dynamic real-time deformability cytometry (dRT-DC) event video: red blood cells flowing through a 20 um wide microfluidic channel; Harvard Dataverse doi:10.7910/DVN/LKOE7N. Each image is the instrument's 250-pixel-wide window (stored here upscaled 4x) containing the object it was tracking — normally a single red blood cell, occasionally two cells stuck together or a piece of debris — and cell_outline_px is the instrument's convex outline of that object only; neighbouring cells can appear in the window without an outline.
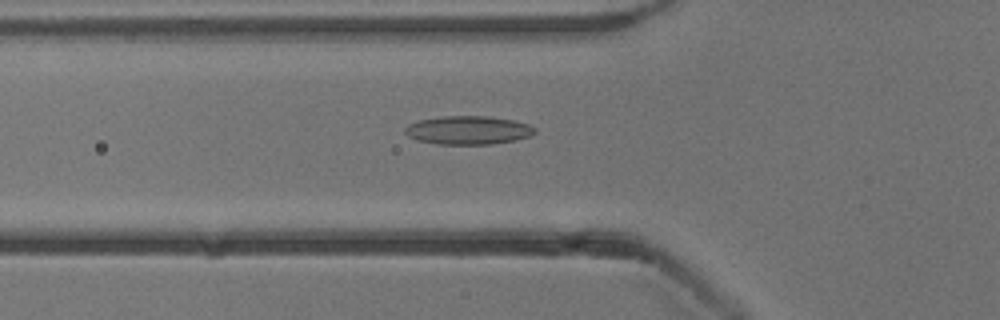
{"species": "common noctule bat (a hibernating species)", "species_latin": "Nyctalus noctula", "temperature_condition": "cold", "stored_images_in_passage": 54, "camera_frame_rate_fps": 3000, "um_per_image_px": 0.085, "animal": {"sex": "male", "body_mass_g": 13.3}, "frame": {"image": 1, "passage_image": 19, "time_ms": 6.0, "image_size_px": [1000, 320], "cell_outline_px": [[536, 132], [528, 136], [516, 140], [492, 144], [436, 144], [420, 140], [408, 136], [404, 132], [404, 128], [408, 124], [416, 120], [444, 116], [488, 116], [512, 120], [528, 124], [536, 128]], "centroid_in_image_um": [39.77, 11.06], "position_along_channel_um": 86.0, "area_um2": 21.56}}
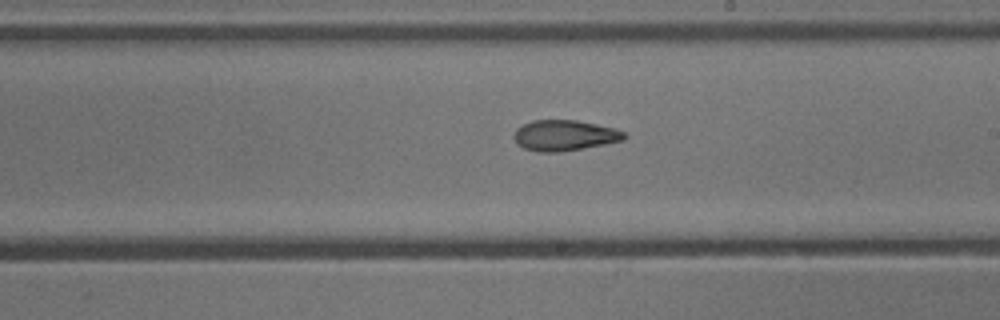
{"frame": {"image": 2, "passage_image": 31, "time_ms": 10.0, "image_size_px": [1000, 320], "cell_outline_px": [[628, 136], [624, 140], [604, 144], [560, 152], [540, 152], [524, 148], [516, 144], [512, 136], [516, 128], [532, 120], [576, 120], [596, 124], [612, 128], [624, 132]], "centroid_in_image_um": [47.94, 11.51], "position_along_channel_um": 241.1, "area_um2": 19.71}}
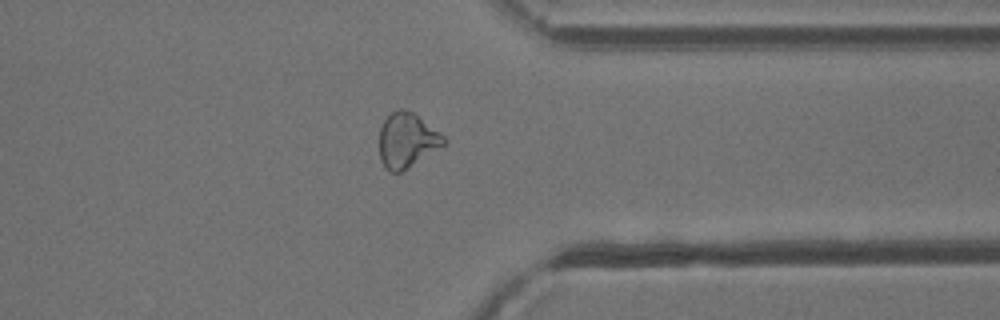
{"frame": {"image": 3, "passage_image": 42, "time_ms": 13.667, "image_size_px": [1000, 320], "cell_outline_px": [[448, 140], [444, 144], [400, 172], [388, 172], [384, 168], [380, 160], [380, 128], [384, 120], [396, 108], [404, 108], [412, 112], [440, 132]], "centroid_in_image_um": [34.56, 11.91], "position_along_channel_um": 376.8, "area_um2": 20.29}, "authors_computed_cell_mechanics": {"area_um2": 20.8947, "velocity_mm_per_s": 3.8516, "shape_relaxation_time_tau1_ms": null, "shape_relaxation_time_tau2_ms": 4.0326, "deformation_change_tau1": null, "deformation_change_tau2": 0.12}}